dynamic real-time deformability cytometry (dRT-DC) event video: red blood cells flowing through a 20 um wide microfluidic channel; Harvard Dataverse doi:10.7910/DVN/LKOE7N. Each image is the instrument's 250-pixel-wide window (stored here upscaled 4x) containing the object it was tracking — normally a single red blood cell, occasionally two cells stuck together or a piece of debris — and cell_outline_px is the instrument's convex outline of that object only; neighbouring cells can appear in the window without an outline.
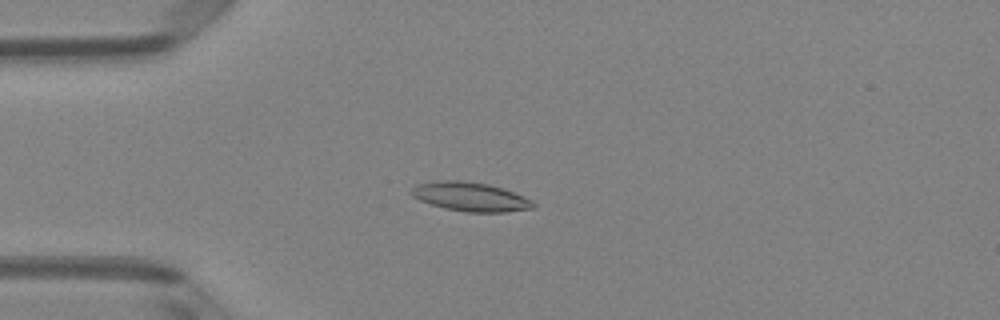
{"species": "Egyptian fruit bat (a non-hibernating species)", "species_latin": "Rousettus aegyptiacus", "temperature_condition": "room temperature", "stored_images_in_passage": 43, "camera_frame_rate_fps": 3000, "um_per_image_px": 0.085, "animal": {"sex": "female"}, "frame": {"image": 1, "passage_image": 6, "time_ms": 1.667, "image_size_px": [1000, 320], "cell_outline_px": [[536, 204], [532, 208], [504, 212], [468, 212], [444, 208], [420, 200], [412, 196], [408, 192], [416, 184], [432, 180], [460, 180], [488, 184], [504, 188], [524, 196], [532, 200]], "centroid_in_image_um": [39.95, 16.7], "position_along_channel_um": 45.0, "area_um2": 20.75}}
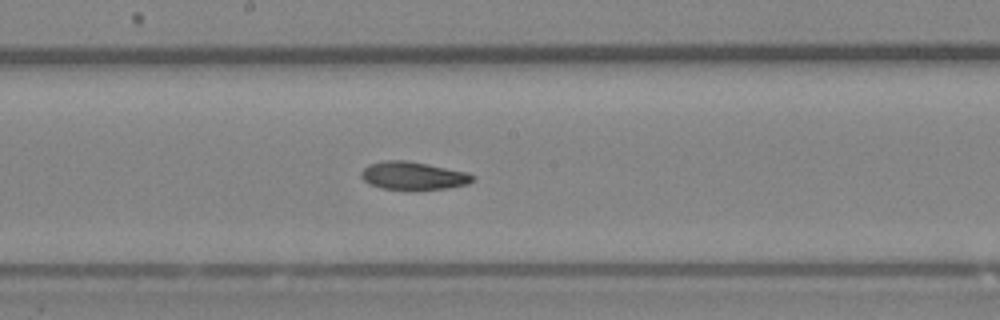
{"frame": {"image": 2, "passage_image": 20, "time_ms": 6.333, "image_size_px": [1000, 320], "cell_outline_px": [[476, 180], [468, 184], [448, 188], [416, 192], [380, 188], [368, 184], [360, 176], [360, 172], [368, 164], [384, 160], [408, 160], [468, 172], [476, 176]], "centroid_in_image_um": [35.14, 14.97], "position_along_channel_um": 213.1, "area_um2": 19.07}}
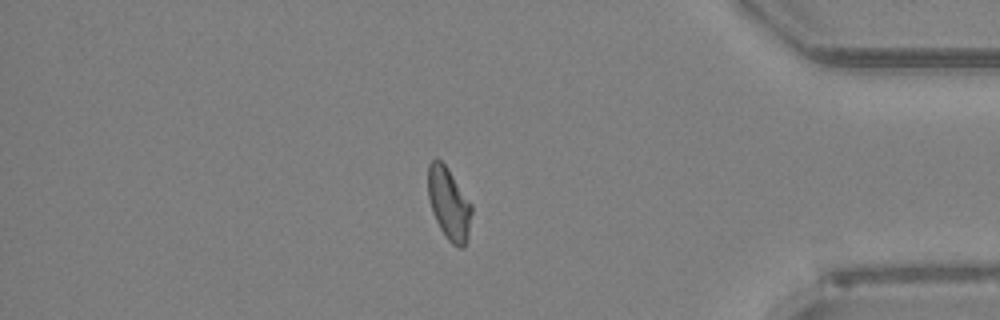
{"frame": {"image": 3, "passage_image": 36, "time_ms": 11.667, "image_size_px": [1000, 320], "cell_outline_px": [[472, 212], [468, 236], [464, 248], [460, 248], [452, 244], [448, 240], [440, 228], [432, 212], [428, 196], [428, 164], [436, 156], [448, 168], [472, 204]], "centroid_in_image_um": [38.16, 17.3], "position_along_channel_um": 397.0, "area_um2": 18.44}, "authors_computed_cell_mechanics": {"area_um2": 18.6694, "velocity_mm_per_s": 4.0236, "shape_relaxation_time_tau1_ms": 4.9819, "shape_relaxation_time_tau2_ms": 4.4753, "deformation_change_tau1": 0.161, "deformation_change_tau2": 0.1075}}